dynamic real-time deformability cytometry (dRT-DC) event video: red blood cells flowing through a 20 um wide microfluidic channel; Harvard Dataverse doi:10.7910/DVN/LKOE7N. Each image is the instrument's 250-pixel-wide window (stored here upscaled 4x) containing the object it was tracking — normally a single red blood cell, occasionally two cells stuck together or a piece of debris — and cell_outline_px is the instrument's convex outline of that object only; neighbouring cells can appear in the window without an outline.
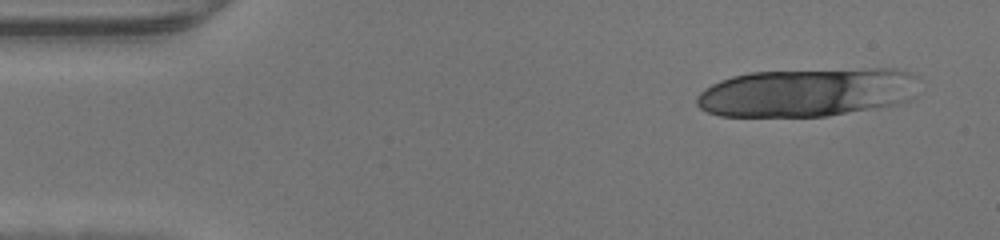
{"species": "human", "species_latin": "Homo sapiens", "temperature_condition": "warm", "stored_images_in_passage": 14, "camera_frame_rate_fps": 3000, "um_per_image_px": 0.085, "donor": {"sex": "male"}, "frame": {"image": 1, "passage_image": 3, "time_ms": 0.667, "image_size_px": [1000, 240], "cell_outline_px": [[916, 96], [900, 104], [828, 116], [720, 116], [708, 112], [700, 108], [696, 104], [696, 96], [704, 88], [720, 80], [732, 76], [752, 72], [872, 68], [896, 68], [912, 72], [916, 76]], "centroid_in_image_um": [68.65, 7.85], "position_along_channel_um": 16.3, "area_um2": 63.41}}